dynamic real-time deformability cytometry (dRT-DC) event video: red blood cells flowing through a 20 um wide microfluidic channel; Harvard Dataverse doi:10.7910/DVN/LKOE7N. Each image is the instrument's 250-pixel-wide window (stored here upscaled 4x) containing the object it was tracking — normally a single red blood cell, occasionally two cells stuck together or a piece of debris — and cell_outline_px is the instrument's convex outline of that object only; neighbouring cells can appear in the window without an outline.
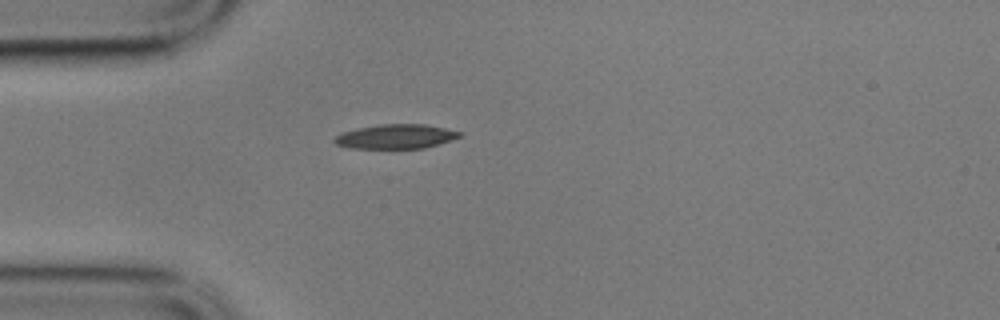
{"species": "common noctule bat (a hibernating species)", "species_latin": "Nyctalus noctula", "temperature_condition": "cold", "stored_images_in_passage": 2, "camera_frame_rate_fps": 3000, "um_per_image_px": 0.085, "animal": {"sex": "male", "body_mass_g": 17.9}, "frame": {"image": 1, "passage_image": 1, "time_ms": 0.0, "image_size_px": [1000, 320], "cell_outline_px": [[464, 136], [424, 148], [348, 148], [336, 144], [332, 140], [336, 136], [344, 132], [356, 128], [380, 124], [424, 124], [464, 132]], "centroid_in_image_um": [33.67, 11.6], "position_along_channel_um": 51.3, "area_um2": 17.8}}